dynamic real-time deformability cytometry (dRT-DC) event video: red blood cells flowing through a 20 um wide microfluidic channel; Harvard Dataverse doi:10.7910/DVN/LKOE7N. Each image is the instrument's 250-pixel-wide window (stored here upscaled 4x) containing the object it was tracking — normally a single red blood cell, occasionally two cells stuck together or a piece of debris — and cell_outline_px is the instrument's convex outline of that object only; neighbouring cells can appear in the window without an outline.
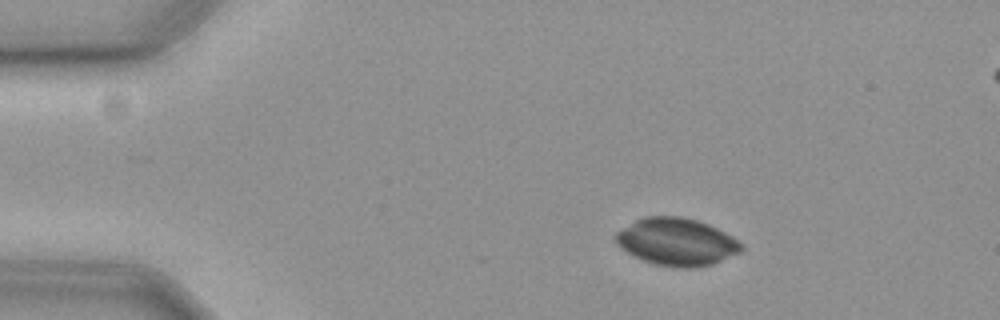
{"species": "common noctule bat (a hibernating species)", "species_latin": "Nyctalus noctula", "temperature_condition": "cold", "stored_images_in_passage": 50, "segment_of_instrument_passage": [1, 2], "camera_frame_rate_fps": 3000, "um_per_image_px": 0.085, "animal": {"sex": "female", "body_mass_g": 19.3, "forearm_length_mm": 54.1}, "frame": {"image": 1, "passage_image": 1, "time_ms": 0.0, "image_size_px": [1000, 320], "cell_outline_px": [[744, 248], [740, 252], [712, 264], [692, 268], [676, 268], [656, 264], [632, 256], [620, 248], [616, 244], [616, 232], [636, 220], [644, 216], [680, 216], [696, 220], [708, 224], [732, 236], [744, 244]], "centroid_in_image_um": [57.51, 20.56], "position_along_channel_um": 27.5, "area_um2": 34.74}}
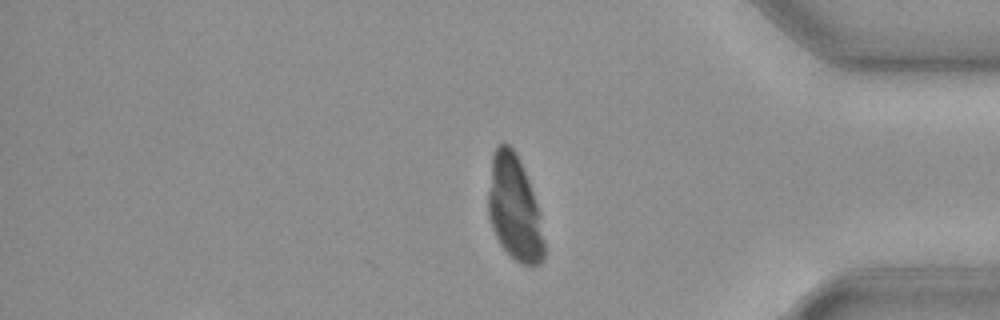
{"frame": {"image": 2, "passage_image": 39, "time_ms": 12.667, "image_size_px": [1000, 320], "cell_outline_px": [[544, 260], [540, 264], [532, 268], [520, 264], [500, 244], [492, 228], [488, 216], [488, 192], [492, 156], [496, 144], [508, 144], [516, 152], [528, 180], [540, 216], [544, 240]], "centroid_in_image_um": [43.72, 17.74], "position_along_channel_um": 391.5, "area_um2": 34.22}}